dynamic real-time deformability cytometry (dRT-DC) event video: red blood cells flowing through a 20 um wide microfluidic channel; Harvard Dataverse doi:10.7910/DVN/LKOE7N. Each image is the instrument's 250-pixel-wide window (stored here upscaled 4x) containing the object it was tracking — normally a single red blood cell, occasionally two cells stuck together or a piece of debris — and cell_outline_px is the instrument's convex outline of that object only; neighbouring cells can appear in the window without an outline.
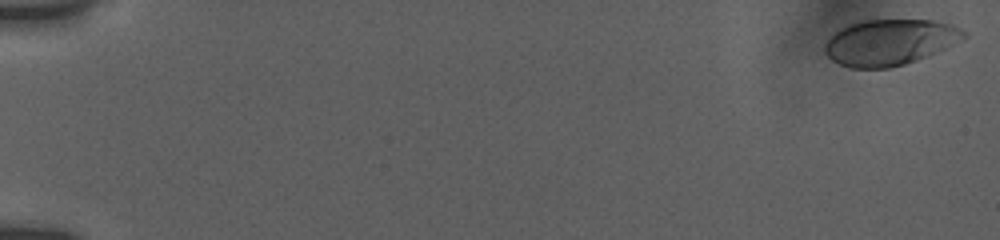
{"species": "human", "species_latin": "Homo sapiens", "temperature_condition": "room temperature", "stored_images_in_passage": 15, "camera_frame_rate_fps": 3000, "um_per_image_px": 0.085, "donor": {"sex": "female"}, "frame": {"image": 1, "passage_image": 1, "time_ms": 0.0, "image_size_px": [1000, 240], "cell_outline_px": [[968, 36], [944, 48], [916, 60], [904, 64], [888, 68], [852, 68], [840, 64], [832, 60], [824, 52], [824, 44], [840, 28], [848, 24], [864, 20], [932, 20], [952, 24], [968, 32]], "centroid_in_image_um": [75.62, 3.58], "position_along_channel_um": 9.4, "area_um2": 36.99}}
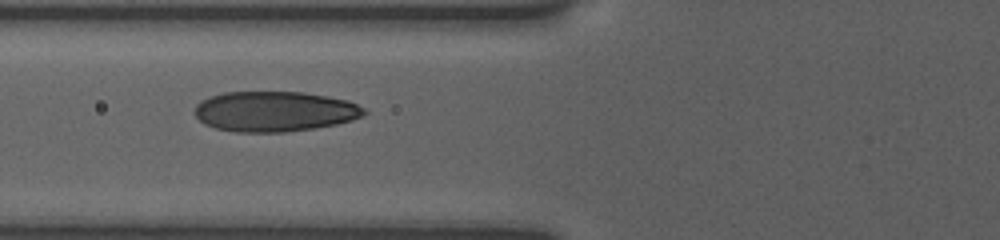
{"frame": {"image": 2, "passage_image": 13, "time_ms": 7.333, "image_size_px": [1000, 240], "cell_outline_px": [[368, 112], [364, 116], [352, 120], [336, 124], [312, 128], [284, 132], [236, 132], [216, 128], [204, 124], [192, 112], [196, 104], [200, 100], [208, 96], [224, 92], [304, 92], [328, 96], [348, 100], [364, 108]], "centroid_in_image_um": [23.32, 9.46], "position_along_channel_um": 102.5, "area_um2": 40.06}}
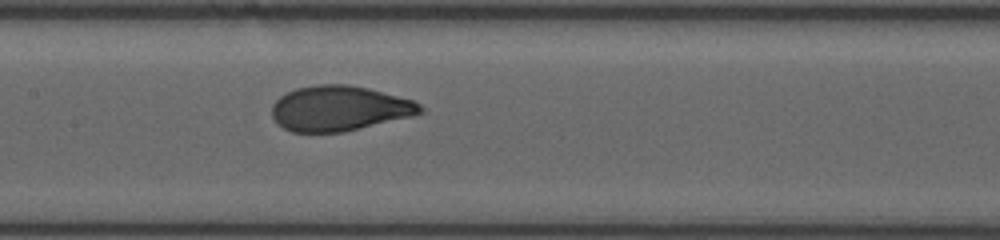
{"frame": {"image": 3, "passage_image": 15, "time_ms": 9.333, "image_size_px": [1000, 240], "cell_outline_px": [[424, 112], [412, 116], [340, 132], [292, 132], [284, 128], [272, 116], [272, 104], [280, 96], [296, 88], [316, 84], [348, 84], [368, 88], [412, 100], [420, 104], [424, 108]], "centroid_in_image_um": [28.83, 9.2], "position_along_channel_um": 178.6, "area_um2": 38.73}}